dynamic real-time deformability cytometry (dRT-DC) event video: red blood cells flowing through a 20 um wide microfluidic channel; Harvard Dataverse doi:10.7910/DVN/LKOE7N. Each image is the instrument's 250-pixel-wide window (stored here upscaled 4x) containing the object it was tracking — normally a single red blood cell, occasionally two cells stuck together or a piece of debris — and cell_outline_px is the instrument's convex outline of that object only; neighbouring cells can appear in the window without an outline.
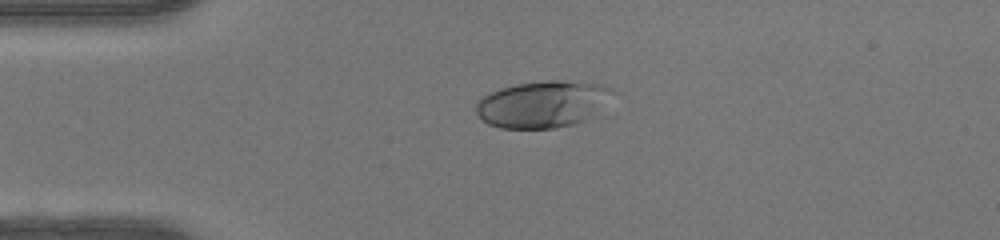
{"species": "human", "species_latin": "Homo sapiens", "temperature_condition": "warm", "stored_images_in_passage": 38, "camera_frame_rate_fps": 3000, "um_per_image_px": 0.085, "donor": {"sex": "female"}, "frame": {"image": 1, "passage_image": 1, "time_ms": 0.0, "image_size_px": [1000, 240], "cell_outline_px": [[616, 92], [584, 120], [572, 124], [556, 128], [500, 128], [488, 124], [476, 112], [476, 104], [484, 96], [500, 88], [516, 84], [548, 80], [560, 80], [604, 84], [612, 88]], "centroid_in_image_um": [46.11, 8.84], "position_along_channel_um": 38.9, "area_um2": 36.7}}
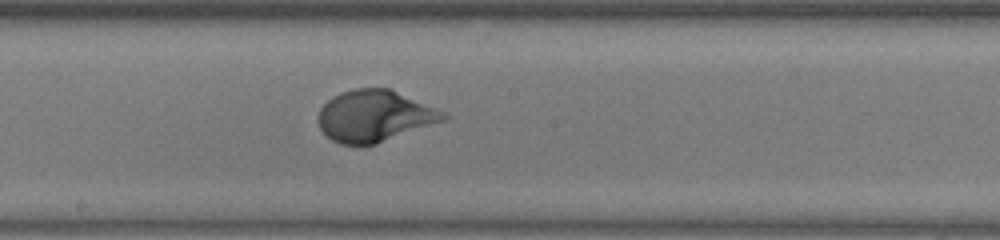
{"frame": {"image": 2, "passage_image": 16, "time_ms": 5.0, "image_size_px": [1000, 240], "cell_outline_px": [[452, 116], [448, 120], [376, 144], [340, 144], [332, 140], [320, 128], [316, 120], [316, 116], [320, 108], [332, 96], [356, 88], [388, 88], [436, 108]], "centroid_in_image_um": [31.85, 9.87], "position_along_channel_um": 216.3, "area_um2": 37.63}}
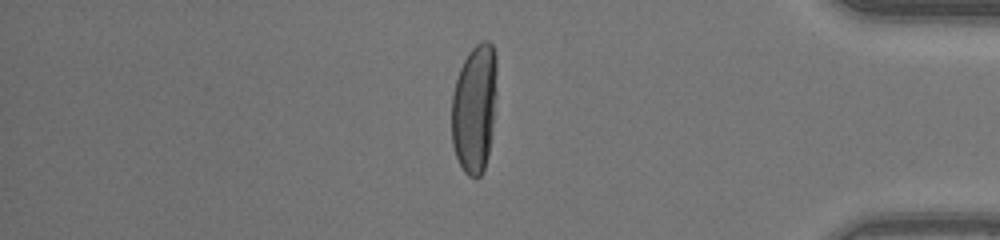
{"frame": {"image": 3, "passage_image": 31, "time_ms": 10.0, "image_size_px": [1000, 240], "cell_outline_px": [[496, 96], [488, 156], [484, 168], [480, 176], [476, 180], [468, 176], [464, 172], [456, 156], [452, 144], [452, 96], [456, 80], [460, 68], [468, 52], [476, 44], [484, 40], [488, 40], [492, 44], [496, 56]], "centroid_in_image_um": [40.33, 9.21], "position_along_channel_um": 394.9, "area_um2": 34.04}, "authors_computed_cell_mechanics": {"area_um2": 35.9805, "velocity_mm_per_s": 4.1864, "shape_relaxation_time_tau1_ms": 4.9634, "shape_relaxation_time_tau2_ms": null, "deformation_change_tau1": 0.2852, "deformation_change_tau2": null}}